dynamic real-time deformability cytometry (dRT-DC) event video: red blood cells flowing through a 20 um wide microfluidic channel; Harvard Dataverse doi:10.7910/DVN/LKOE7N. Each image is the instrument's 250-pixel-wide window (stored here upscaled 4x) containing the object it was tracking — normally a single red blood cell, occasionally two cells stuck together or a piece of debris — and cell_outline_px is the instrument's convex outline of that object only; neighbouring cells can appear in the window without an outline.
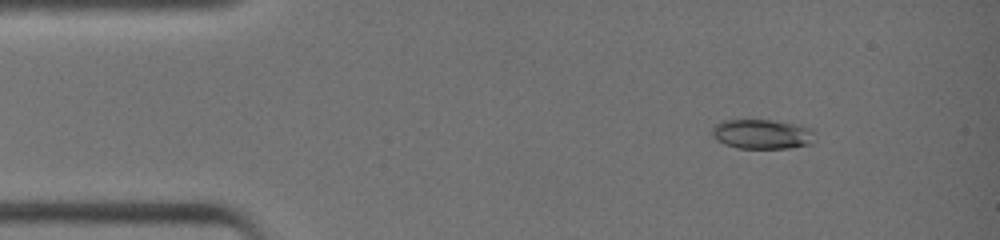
{"species": "common noctule bat (a hibernating species)", "species_latin": "Nyctalus noctula", "temperature_condition": "warm", "stored_images_in_passage": 37, "camera_frame_rate_fps": 3000, "um_per_image_px": 0.085, "animal": {"sex": "female", "body_mass_g": 19.0, "forearm_length_mm": 51.5}, "frame": {"image": 1, "passage_image": 1, "time_ms": 0.0, "image_size_px": [1000, 240], "cell_outline_px": [[812, 144], [788, 148], [736, 148], [724, 144], [712, 136], [712, 128], [716, 124], [724, 120], [772, 120], [812, 128]], "centroid_in_image_um": [64.74, 11.41], "position_along_channel_um": 20.3, "area_um2": 17.57}}
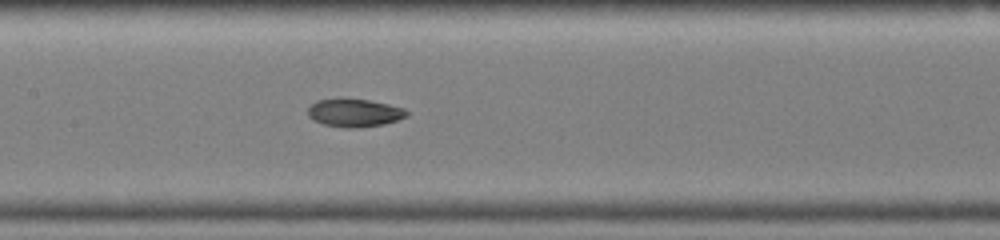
{"frame": {"image": 2, "passage_image": 16, "time_ms": 5.0, "image_size_px": [1000, 240], "cell_outline_px": [[408, 116], [384, 124], [356, 128], [340, 128], [324, 124], [312, 120], [308, 116], [308, 108], [316, 100], [336, 96], [340, 96], [368, 100], [388, 104], [404, 108], [408, 112]], "centroid_in_image_um": [30.07, 9.56], "position_along_channel_um": 177.3, "area_um2": 16.7}}
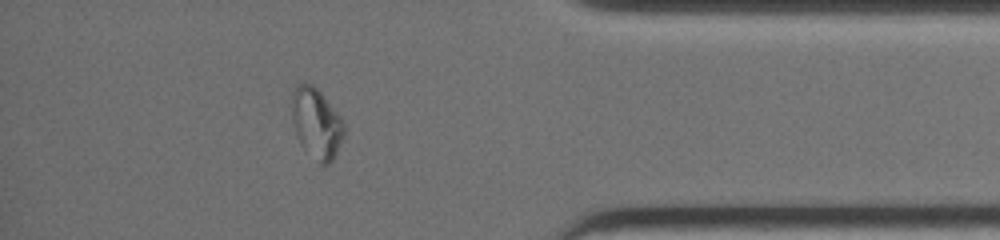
{"frame": {"image": 3, "passage_image": 32, "time_ms": 10.333, "image_size_px": [1000, 240], "cell_outline_px": [[344, 132], [336, 152], [332, 160], [328, 164], [320, 164], [300, 144], [296, 136], [292, 120], [292, 92], [296, 84], [312, 84], [320, 92], [344, 120]], "centroid_in_image_um": [26.88, 10.47], "position_along_channel_um": 408.3, "area_um2": 21.15}, "authors_computed_cell_mechanics": {"area_um2": 17.2822, "velocity_mm_per_s": 4.6381, "shape_relaxation_time_tau1_ms": null, "shape_relaxation_time_tau2_ms": 1.8468, "deformation_change_tau1": null, "deformation_change_tau2": 0.046}}